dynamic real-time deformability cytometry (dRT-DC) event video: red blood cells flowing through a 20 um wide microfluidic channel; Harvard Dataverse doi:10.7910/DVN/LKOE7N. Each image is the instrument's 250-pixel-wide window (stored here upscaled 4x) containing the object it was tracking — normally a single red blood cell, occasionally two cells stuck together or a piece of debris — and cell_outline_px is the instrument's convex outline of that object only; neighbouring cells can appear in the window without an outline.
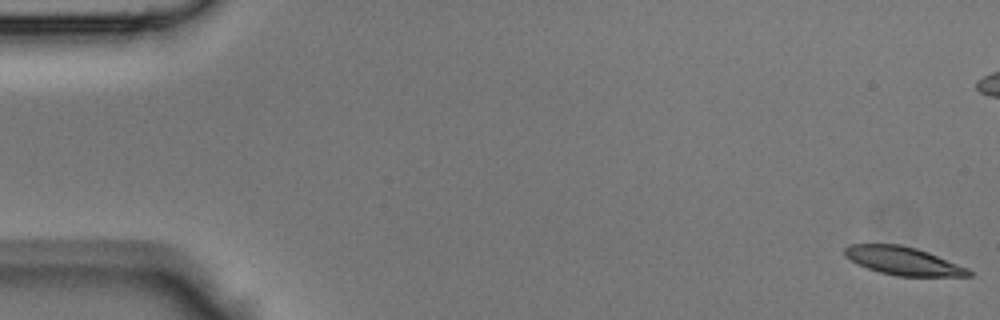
{"species": "Egyptian fruit bat (a non-hibernating species)", "species_latin": "Rousettus aegyptiacus", "temperature_condition": "room temperature", "stored_images_in_passage": 46, "camera_frame_rate_fps": 3000, "um_per_image_px": 0.085, "animal": {"sex": "male"}, "frame": {"image": 1, "passage_image": 1, "time_ms": 0.0, "image_size_px": [1000, 320], "cell_outline_px": [[972, 276], [896, 276], [880, 272], [868, 268], [844, 256], [844, 248], [852, 244], [900, 244], [916, 248], [928, 252], [968, 268], [972, 272]], "centroid_in_image_um": [76.78, 22.17], "position_along_channel_um": 8.2, "area_um2": 20.17}}
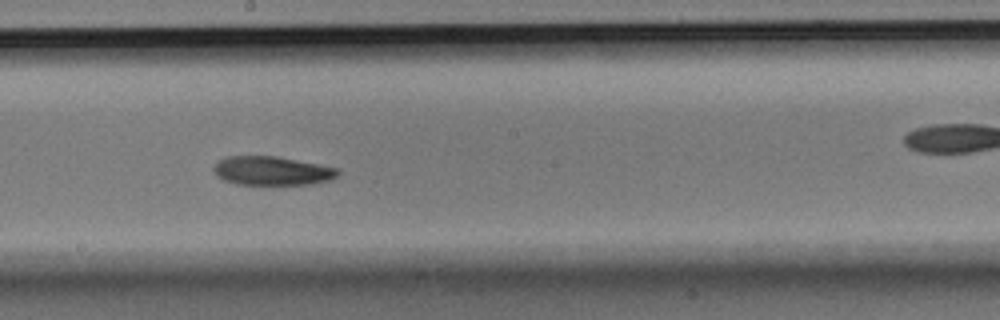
{"frame": {"image": 2, "passage_image": 25, "time_ms": 8.0, "image_size_px": [1000, 320], "cell_outline_px": [[340, 172], [336, 176], [328, 180], [312, 184], [236, 184], [224, 180], [216, 176], [212, 168], [220, 160], [228, 156], [276, 156], [340, 168]], "centroid_in_image_um": [23.12, 14.51], "position_along_channel_um": 225.1, "area_um2": 20.81}}
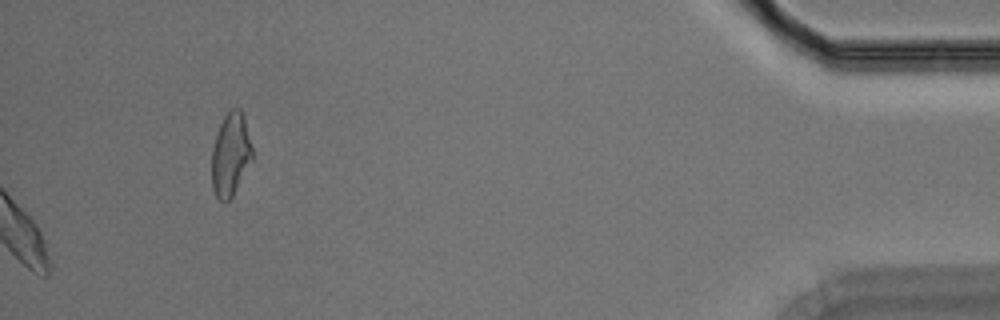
{"frame": {"image": 3, "passage_image": 46, "time_ms": 15.0, "image_size_px": [1000, 320], "cell_outline_px": [[252, 160], [232, 196], [228, 200], [220, 200], [216, 196], [212, 188], [212, 148], [220, 124], [224, 116], [232, 108], [240, 108], [244, 116], [252, 148]], "centroid_in_image_um": [19.6, 13.11], "position_along_channel_um": 415.6, "area_um2": 19.36}}